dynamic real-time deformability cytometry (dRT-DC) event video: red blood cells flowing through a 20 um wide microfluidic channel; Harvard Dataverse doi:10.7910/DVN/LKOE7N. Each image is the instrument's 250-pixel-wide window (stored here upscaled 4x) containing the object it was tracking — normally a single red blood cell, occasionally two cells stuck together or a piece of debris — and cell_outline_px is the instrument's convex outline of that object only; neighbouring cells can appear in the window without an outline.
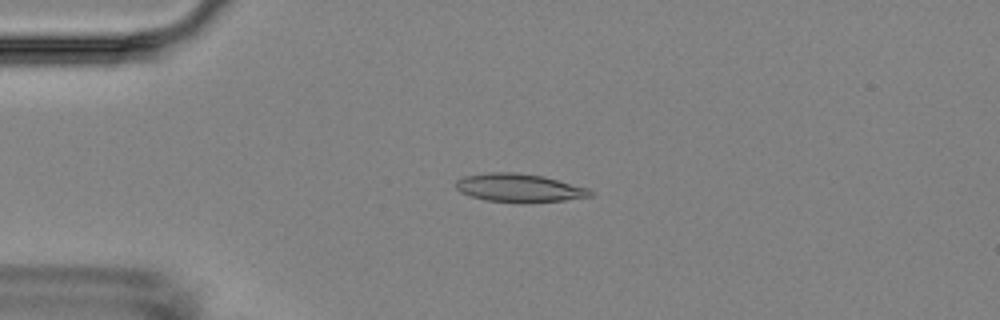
{"species": "Egyptian fruit bat (a non-hibernating species)", "species_latin": "Rousettus aegyptiacus", "temperature_condition": "room temperature", "stored_images_in_passage": 4, "camera_frame_rate_fps": 3000, "um_per_image_px": 0.085, "animal": {"sex": "female"}, "frame": {"image": 1, "passage_image": 4, "time_ms": 3.333, "image_size_px": [1000, 320], "cell_outline_px": [[596, 192], [592, 196], [564, 200], [488, 200], [472, 196], [460, 192], [456, 188], [456, 180], [464, 176], [488, 172], [516, 172], [544, 176], [588, 188]], "centroid_in_image_um": [44.14, 15.92], "position_along_channel_um": 40.9, "area_um2": 21.39}}